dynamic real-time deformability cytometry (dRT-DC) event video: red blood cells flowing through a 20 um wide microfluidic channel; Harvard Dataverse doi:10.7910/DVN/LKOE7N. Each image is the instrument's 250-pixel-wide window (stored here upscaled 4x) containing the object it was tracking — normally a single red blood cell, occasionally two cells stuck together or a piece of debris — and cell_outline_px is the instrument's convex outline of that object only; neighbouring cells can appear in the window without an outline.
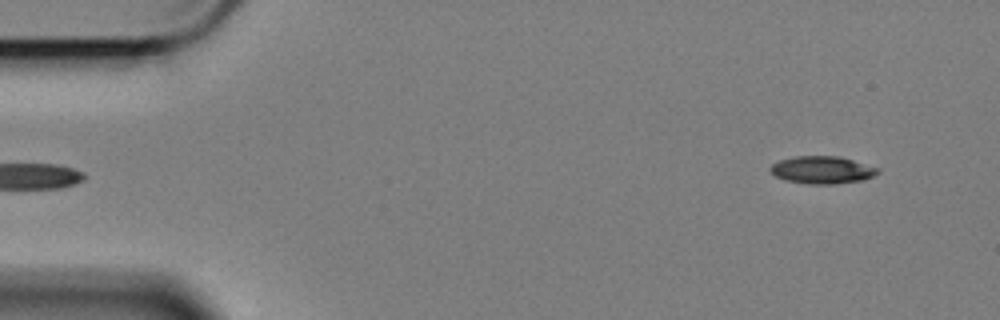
{"species": "Egyptian fruit bat (a non-hibernating species)", "species_latin": "Rousettus aegyptiacus", "temperature_condition": "cold", "stored_images_in_passage": 55, "camera_frame_rate_fps": 3000, "um_per_image_px": 0.085, "animal": {"sex": "female"}, "frame": {"image": 1, "passage_image": 1, "time_ms": 0.0, "image_size_px": [1000, 320], "cell_outline_px": [[880, 172], [872, 176], [860, 180], [836, 184], [808, 184], [784, 180], [776, 176], [768, 168], [772, 164], [780, 160], [796, 156], [840, 156], [880, 168]], "centroid_in_image_um": [69.88, 14.44], "position_along_channel_um": 15.1, "area_um2": 17.22}}
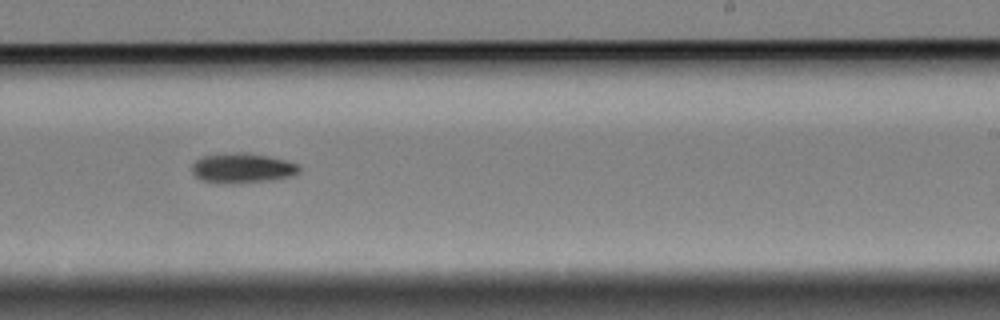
{"frame": {"image": 2, "passage_image": 32, "time_ms": 10.333, "image_size_px": [1000, 320], "cell_outline_px": [[300, 172], [292, 176], [272, 180], [200, 180], [192, 172], [192, 164], [196, 160], [204, 156], [236, 152], [244, 152], [268, 156], [284, 160], [296, 164], [300, 168]], "centroid_in_image_um": [20.63, 14.23], "position_along_channel_um": 268.4, "area_um2": 17.57}}
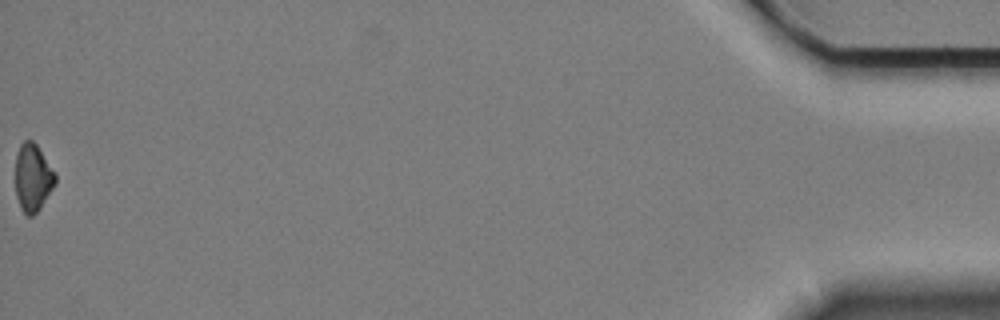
{"frame": {"image": 3, "passage_image": 55, "time_ms": 18.0, "image_size_px": [1000, 320], "cell_outline_px": [[56, 184], [40, 208], [32, 216], [28, 216], [20, 208], [16, 196], [16, 156], [20, 144], [24, 140], [32, 140], [36, 144], [56, 172]], "centroid_in_image_um": [2.8, 15.1], "position_along_channel_um": 432.4, "area_um2": 15.78}, "authors_computed_cell_mechanics": {"area_um2": 17.2822, "velocity_mm_per_s": 3.4148, "shape_relaxation_time_tau1_ms": 4.9676, "shape_relaxation_time_tau2_ms": null, "deformation_change_tau1": 0.1124, "deformation_change_tau2": null}}